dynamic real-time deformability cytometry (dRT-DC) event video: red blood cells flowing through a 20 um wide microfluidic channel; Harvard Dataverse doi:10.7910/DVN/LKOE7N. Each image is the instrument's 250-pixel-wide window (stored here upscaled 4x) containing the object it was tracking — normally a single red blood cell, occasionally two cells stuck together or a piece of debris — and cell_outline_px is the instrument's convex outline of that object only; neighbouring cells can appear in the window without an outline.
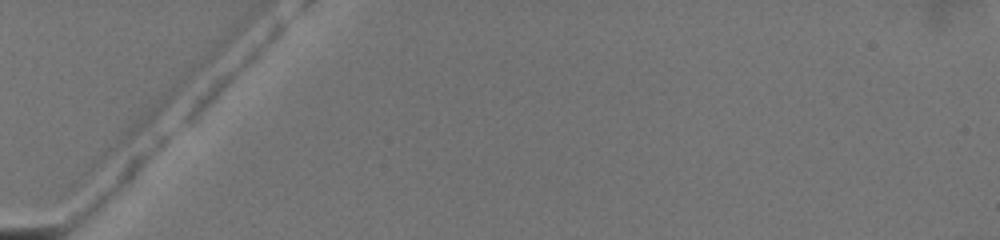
{"species": "common noctule bat (a hibernating species)", "species_latin": "Nyctalus noctula", "temperature_condition": "warm", "stored_images_in_passage": 4, "camera_frame_rate_fps": 3000, "um_per_image_px": 0.085, "animal": {"sex": "female", "body_mass_g": 19.5, "forearm_length_mm": 54.1}, "frame": {"image": 1, "passage_image": 1, "time_ms": 0.0, "image_size_px": [1000, 240], "cell_outline_px": [[284, 28], [200, 116], [192, 124], [184, 124], [184, 112], [216, 80], [276, 24], [284, 24]], "centroid_in_image_um": [19.48, 6.52], "position_along_channel_um": 65.5, "area_um2": 11.68}}